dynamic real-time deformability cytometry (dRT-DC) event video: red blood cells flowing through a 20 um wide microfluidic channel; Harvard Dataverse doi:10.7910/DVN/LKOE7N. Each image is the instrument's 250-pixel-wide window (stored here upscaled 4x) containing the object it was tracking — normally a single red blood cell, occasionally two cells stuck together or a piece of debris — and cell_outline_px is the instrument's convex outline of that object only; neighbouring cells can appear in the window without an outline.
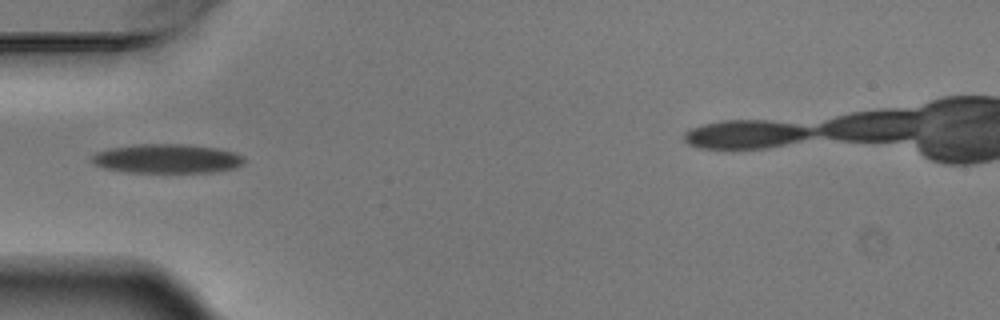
{"species": "Egyptian fruit bat (a non-hibernating species)", "species_latin": "Rousettus aegyptiacus", "temperature_condition": "warm", "stored_images_in_passage": 7, "camera_frame_rate_fps": 3000, "um_per_image_px": 0.085, "animal": {"sex": "male"}, "frame": {"image": 1, "passage_image": 5, "time_ms": 1.333, "image_size_px": [1000, 320], "cell_outline_px": [[244, 160], [240, 164], [232, 168], [212, 172], [124, 172], [104, 168], [96, 164], [92, 160], [92, 156], [96, 152], [112, 148], [140, 144], [184, 144], [216, 148], [236, 152], [244, 156]], "centroid_in_image_um": [14.2, 13.48], "position_along_channel_um": 70.8, "area_um2": 25.61}}
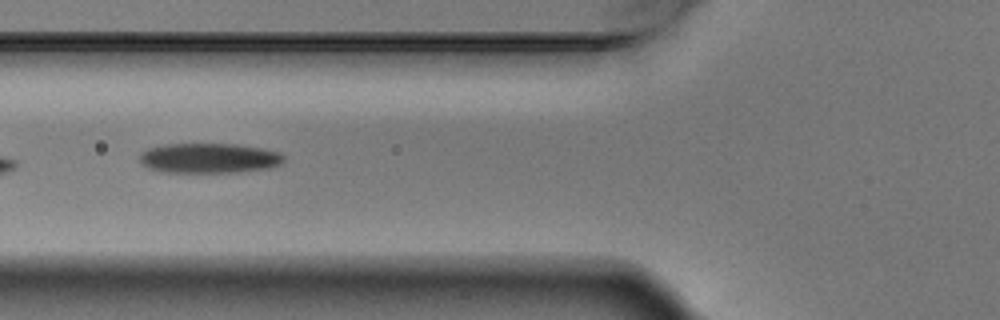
{"frame": {"image": 2, "passage_image": 6, "time_ms": 1.667, "image_size_px": [1000, 320], "cell_outline_px": [[284, 160], [280, 164], [268, 168], [240, 172], [160, 172], [148, 168], [140, 164], [140, 152], [148, 148], [164, 144], [236, 144], [260, 148], [280, 152], [284, 156]], "centroid_in_image_um": [17.73, 13.44], "position_along_channel_um": 108.1, "area_um2": 25.32}}
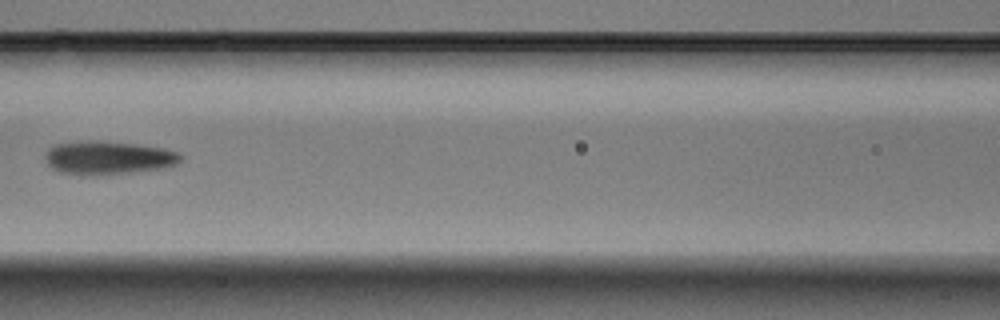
{"frame": {"image": 3, "passage_image": 7, "time_ms": 2.0, "image_size_px": [1000, 320], "cell_outline_px": [[180, 160], [176, 164], [164, 168], [128, 172], [60, 172], [52, 168], [48, 164], [44, 156], [56, 144], [92, 140], [100, 140], [164, 148], [176, 152], [180, 156]], "centroid_in_image_um": [9.23, 13.36], "position_along_channel_um": 157.4, "area_um2": 24.97}}